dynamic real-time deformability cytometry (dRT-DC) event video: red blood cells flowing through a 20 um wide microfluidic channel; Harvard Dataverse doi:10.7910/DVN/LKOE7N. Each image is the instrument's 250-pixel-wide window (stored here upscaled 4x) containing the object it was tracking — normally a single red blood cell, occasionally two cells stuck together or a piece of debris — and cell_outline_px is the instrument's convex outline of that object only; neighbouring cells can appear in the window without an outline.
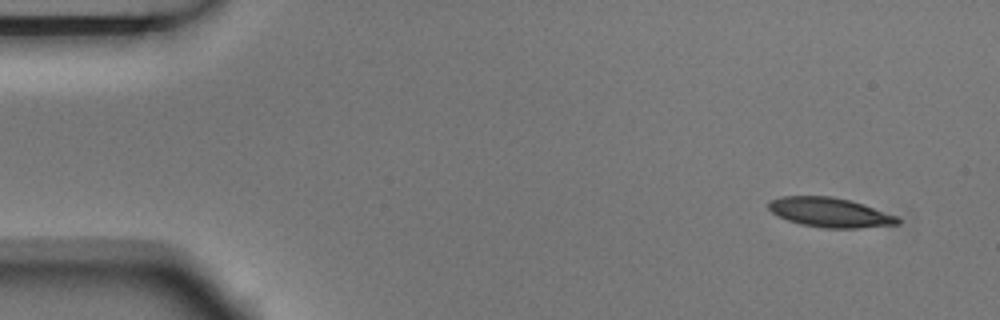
{"species": "Egyptian fruit bat (a non-hibernating species)", "species_latin": "Rousettus aegyptiacus", "temperature_condition": "room temperature", "stored_images_in_passage": 4, "camera_frame_rate_fps": 3000, "um_per_image_px": 0.085, "animal": {"sex": "male"}, "frame": {"image": 1, "passage_image": 1, "time_ms": 0.0, "image_size_px": [1000, 320], "cell_outline_px": [[900, 224], [860, 228], [824, 228], [800, 224], [788, 220], [772, 212], [768, 208], [768, 200], [780, 196], [832, 196], [864, 204], [896, 216], [900, 220]], "centroid_in_image_um": [70.53, 18.05], "position_along_channel_um": 14.5, "area_um2": 22.2}}
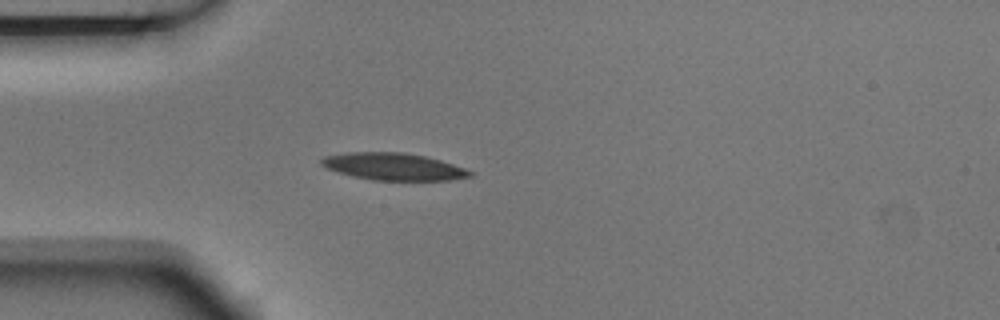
{"frame": {"image": 2, "passage_image": 4, "time_ms": 1.0, "image_size_px": [1000, 320], "cell_outline_px": [[472, 176], [452, 180], [372, 180], [352, 176], [336, 172], [320, 164], [320, 160], [324, 156], [348, 152], [404, 152], [424, 156], [440, 160], [464, 168], [472, 172]], "centroid_in_image_um": [33.41, 14.16], "position_along_channel_um": 51.6, "area_um2": 23.47}}